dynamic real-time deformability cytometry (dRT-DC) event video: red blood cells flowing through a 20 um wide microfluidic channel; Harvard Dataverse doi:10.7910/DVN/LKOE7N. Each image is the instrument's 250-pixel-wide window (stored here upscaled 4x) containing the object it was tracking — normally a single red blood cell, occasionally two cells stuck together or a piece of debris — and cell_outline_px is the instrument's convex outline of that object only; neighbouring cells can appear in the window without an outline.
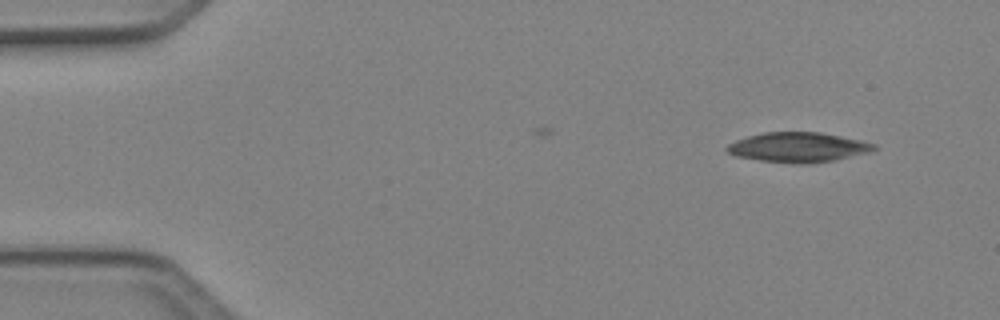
{"species": "Egyptian fruit bat (a non-hibernating species)", "species_latin": "Rousettus aegyptiacus", "temperature_condition": "cold", "stored_images_in_passage": 5, "camera_frame_rate_fps": 3000, "um_per_image_px": 0.085, "animal": {"sex": "female"}, "frame": {"image": 1, "passage_image": 1, "time_ms": 0.0, "image_size_px": [1000, 320], "cell_outline_px": [[876, 148], [872, 152], [836, 160], [808, 164], [796, 164], [760, 160], [736, 156], [728, 152], [724, 148], [728, 144], [736, 140], [748, 136], [764, 132], [820, 132], [860, 140], [876, 144]], "centroid_in_image_um": [67.86, 12.52], "position_along_channel_um": 17.1, "area_um2": 25.66}}